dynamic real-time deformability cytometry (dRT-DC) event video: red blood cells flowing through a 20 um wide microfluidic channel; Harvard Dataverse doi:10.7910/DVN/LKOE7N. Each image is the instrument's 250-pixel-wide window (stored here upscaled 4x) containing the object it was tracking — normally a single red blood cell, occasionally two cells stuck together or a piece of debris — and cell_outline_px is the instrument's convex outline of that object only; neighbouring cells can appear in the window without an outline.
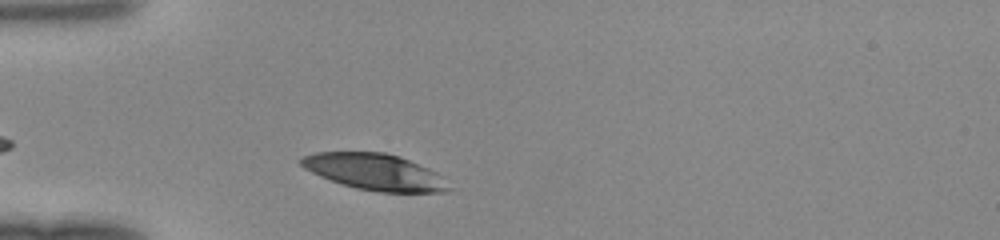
{"species": "human", "species_latin": "Homo sapiens", "temperature_condition": "room temperature", "stored_images_in_passage": 29, "camera_frame_rate_fps": 3000, "um_per_image_px": 0.085, "donor": {"sex": "female"}, "frame": {"image": 1, "passage_image": 3, "time_ms": 0.667, "image_size_px": [1000, 240], "cell_outline_px": [[448, 192], [380, 192], [356, 188], [320, 176], [304, 168], [300, 164], [300, 160], [304, 156], [316, 152], [384, 152], [400, 156], [428, 168], [436, 172], [440, 176], [448, 188]], "centroid_in_image_um": [31.83, 14.6], "position_along_channel_um": 53.2, "area_um2": 30.75}}
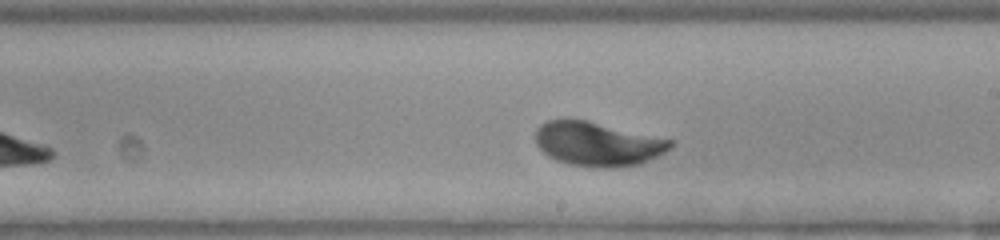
{"frame": {"image": 2, "passage_image": 17, "time_ms": 5.333, "image_size_px": [1000, 240], "cell_outline_px": [[676, 144], [672, 148], [640, 164], [612, 168], [596, 168], [568, 164], [556, 160], [548, 156], [536, 144], [536, 128], [540, 124], [548, 120], [588, 120], [676, 140]], "centroid_in_image_um": [50.84, 12.23], "position_along_channel_um": 238.2, "area_um2": 35.03}}
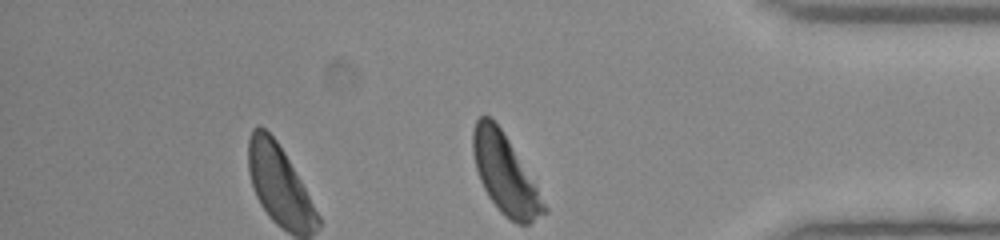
{"frame": {"image": 3, "passage_image": 29, "time_ms": 9.333, "image_size_px": [1000, 240], "cell_outline_px": [[548, 212], [528, 224], [516, 224], [504, 216], [500, 212], [488, 196], [480, 180], [476, 168], [472, 152], [472, 132], [476, 120], [480, 116], [488, 116], [500, 128], [508, 140], [548, 208]], "centroid_in_image_um": [42.9, 14.84], "position_along_channel_um": 392.3, "area_um2": 32.02}}